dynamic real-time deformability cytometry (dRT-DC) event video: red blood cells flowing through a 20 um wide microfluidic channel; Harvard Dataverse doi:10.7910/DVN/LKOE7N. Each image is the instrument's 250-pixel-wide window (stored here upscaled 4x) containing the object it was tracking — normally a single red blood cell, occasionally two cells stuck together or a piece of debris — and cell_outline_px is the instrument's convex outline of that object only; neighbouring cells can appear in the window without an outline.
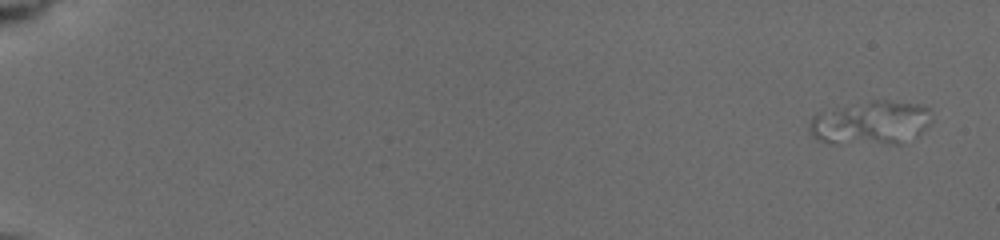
{"species": "common noctule bat (a hibernating species)", "species_latin": "Nyctalus noctula", "temperature_condition": "cold", "stored_images_in_passage": 5, "segment_of_instrument_passage": [3, 3], "camera_frame_rate_fps": 3000, "um_per_image_px": 0.085, "animal": {"sex": "female", "body_mass_g": 19.5, "forearm_length_mm": 54.1}, "frame": {"image": 1, "passage_image": 5, "time_ms": 0.667, "image_size_px": [1000, 240], "cell_outline_px": [[932, 120], [916, 136], [904, 144], [836, 144], [816, 140], [812, 136], [808, 128], [812, 116], [872, 100], [884, 100], [920, 104], [928, 108]], "centroid_in_image_um": [74.04, 10.48], "position_along_channel_um": 11.0, "area_um2": 31.04}}